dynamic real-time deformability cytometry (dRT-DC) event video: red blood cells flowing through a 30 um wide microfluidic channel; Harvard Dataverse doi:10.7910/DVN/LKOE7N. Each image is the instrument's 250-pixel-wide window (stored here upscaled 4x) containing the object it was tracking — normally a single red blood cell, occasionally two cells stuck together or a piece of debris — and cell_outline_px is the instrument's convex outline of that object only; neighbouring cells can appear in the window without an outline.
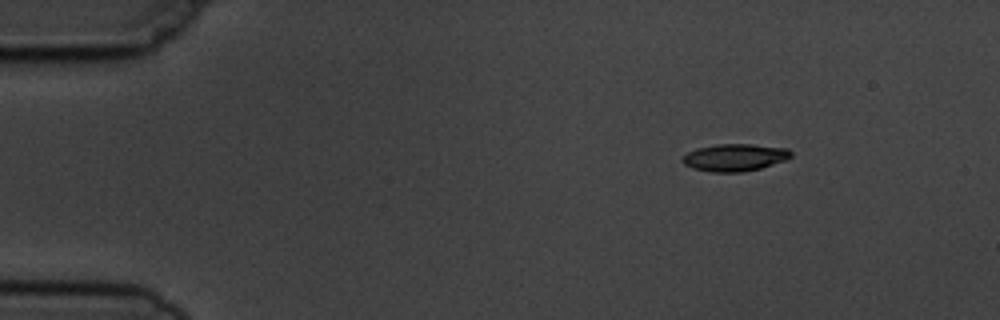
{"species": "common noctule bat (a hibernating species)", "species_latin": "Nyctalus noctula", "temperature_condition": "cold", "stored_images_in_passage": 8, "camera_frame_rate_fps": 3000, "um_per_image_px": 0.085, "animal": {"sex": "male", "body_mass_g": 19.5, "forearm_length_mm": 54.6}, "frame": {"image": 1, "passage_image": 1, "time_ms": 0.0, "image_size_px": [1000, 320], "cell_outline_px": [[792, 156], [788, 160], [760, 168], [740, 172], [712, 172], [692, 168], [684, 164], [680, 160], [688, 152], [696, 148], [716, 144], [752, 144], [788, 148], [792, 152]], "centroid_in_image_um": [62.47, 13.38], "position_along_channel_um": 22.5, "area_um2": 17.4}}
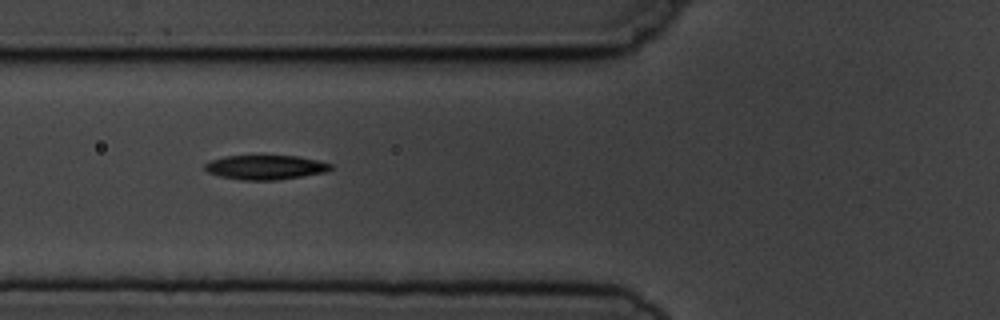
{"frame": {"image": 2, "passage_image": 5, "time_ms": 4.333, "image_size_px": [1000, 320], "cell_outline_px": [[332, 168], [324, 172], [276, 180], [240, 180], [220, 176], [208, 172], [204, 168], [204, 164], [212, 160], [224, 156], [296, 156], [316, 160], [332, 164]], "centroid_in_image_um": [22.52, 14.22], "position_along_channel_um": 103.3, "area_um2": 17.63}}
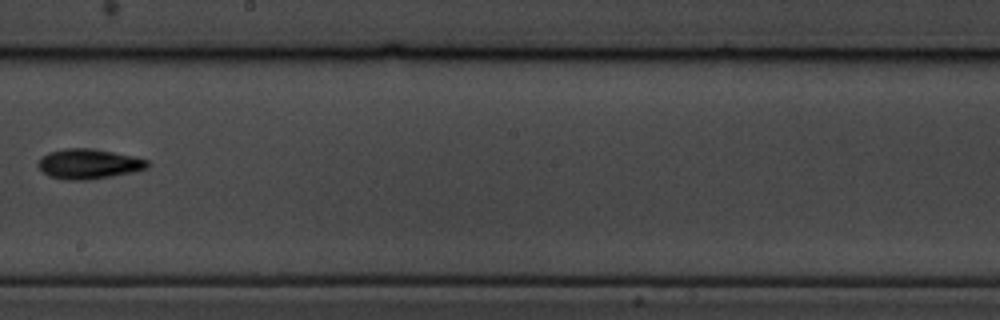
{"frame": {"image": 3, "passage_image": 8, "time_ms": 8.0, "image_size_px": [1000, 320], "cell_outline_px": [[152, 164], [148, 168], [132, 172], [112, 176], [88, 180], [64, 180], [48, 176], [36, 164], [48, 152], [64, 148], [88, 148], [112, 152], [132, 156], [148, 160]], "centroid_in_image_um": [7.55, 13.94], "position_along_channel_um": 240.7, "area_um2": 19.07}}